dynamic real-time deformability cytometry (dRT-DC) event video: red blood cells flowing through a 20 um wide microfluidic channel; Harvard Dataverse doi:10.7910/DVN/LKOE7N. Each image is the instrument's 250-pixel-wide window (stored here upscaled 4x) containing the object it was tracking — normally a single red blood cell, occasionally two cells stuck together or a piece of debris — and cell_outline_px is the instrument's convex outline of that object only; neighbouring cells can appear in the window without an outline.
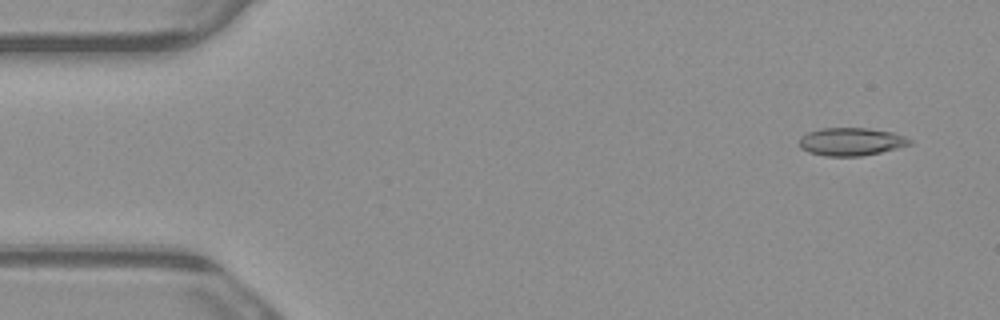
{"species": "common noctule bat (a hibernating species)", "species_latin": "Nyctalus noctula", "temperature_condition": "warm", "stored_images_in_passage": 4, "camera_frame_rate_fps": 3000, "um_per_image_px": 0.085, "animal": {"sex": "male", "body_mass_g": 23.1, "forearm_length_mm": 52.7}, "frame": {"image": 1, "passage_image": 1, "time_ms": 0.0, "image_size_px": [1000, 320], "cell_outline_px": [[912, 144], [880, 152], [860, 156], [824, 156], [808, 152], [800, 148], [800, 136], [808, 132], [820, 128], [868, 128], [892, 132], [904, 136], [912, 140]], "centroid_in_image_um": [72.32, 12.04], "position_along_channel_um": 12.7, "area_um2": 17.98}}
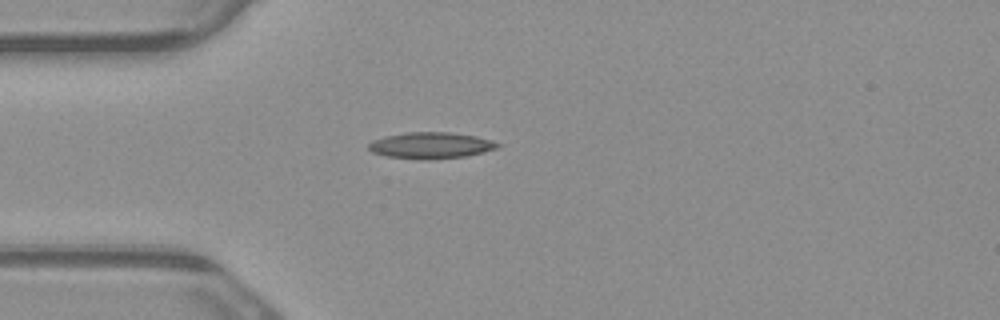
{"frame": {"image": 2, "passage_image": 4, "time_ms": 1.0, "image_size_px": [1000, 320], "cell_outline_px": [[504, 144], [496, 148], [484, 152], [464, 156], [432, 160], [420, 160], [388, 156], [372, 152], [368, 148], [368, 144], [372, 140], [404, 132], [448, 132], [476, 136], [492, 140]], "centroid_in_image_um": [36.64, 12.36], "position_along_channel_um": 48.4, "area_um2": 19.88}}